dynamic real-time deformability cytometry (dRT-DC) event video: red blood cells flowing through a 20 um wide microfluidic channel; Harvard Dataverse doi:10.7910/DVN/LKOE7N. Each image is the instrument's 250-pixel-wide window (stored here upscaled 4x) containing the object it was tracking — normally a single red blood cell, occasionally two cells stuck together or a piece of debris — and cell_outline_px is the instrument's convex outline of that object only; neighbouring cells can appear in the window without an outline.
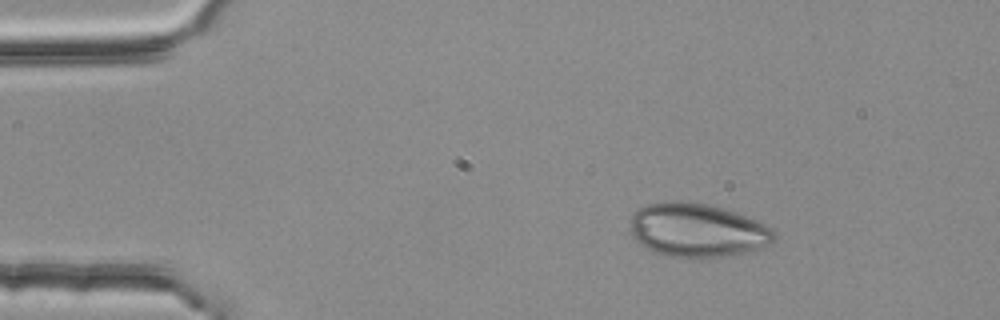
{"species": "common noctule bat (a hibernating species)", "species_latin": "Nyctalus noctula", "temperature_condition": "room temperature", "stored_images_in_passage": 2, "camera_frame_rate_fps": 3000, "um_per_image_px": 0.085, "animal": {"sex": "female", "body_mass_g": 25.1}, "frame": {"image": 1, "passage_image": 1, "time_ms": 0.0, "image_size_px": [1000, 320], "cell_outline_px": [[776, 236], [768, 244], [748, 252], [716, 256], [664, 256], [644, 248], [632, 236], [628, 224], [632, 216], [640, 208], [648, 204], [676, 200], [680, 200], [708, 204], [736, 212], [756, 220], [772, 228]], "centroid_in_image_um": [59.22, 19.54], "position_along_channel_um": 25.8, "area_um2": 44.74}}